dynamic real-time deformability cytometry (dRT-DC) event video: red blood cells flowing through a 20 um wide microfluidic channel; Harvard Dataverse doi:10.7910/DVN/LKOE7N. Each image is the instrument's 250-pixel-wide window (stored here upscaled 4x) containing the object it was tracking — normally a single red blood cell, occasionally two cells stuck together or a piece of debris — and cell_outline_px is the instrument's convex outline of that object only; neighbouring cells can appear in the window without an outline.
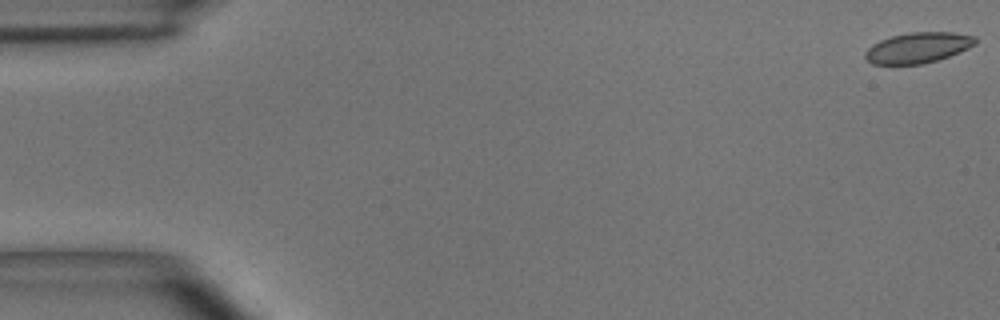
{"species": "common noctule bat (a hibernating species)", "species_latin": "Nyctalus noctula", "temperature_condition": "room temperature", "stored_images_in_passage": 51, "camera_frame_rate_fps": 3000, "um_per_image_px": 0.085, "animal": {"sex": "male", "body_mass_g": 15.6}, "frame": {"image": 1, "passage_image": 1, "time_ms": 0.0, "image_size_px": [1000, 320], "cell_outline_px": [[976, 44], [960, 52], [924, 64], [872, 64], [864, 56], [864, 52], [872, 44], [880, 40], [892, 36], [912, 32], [952, 32], [976, 36]], "centroid_in_image_um": [78.03, 4.05], "position_along_channel_um": 7.0, "area_um2": 19.59}}
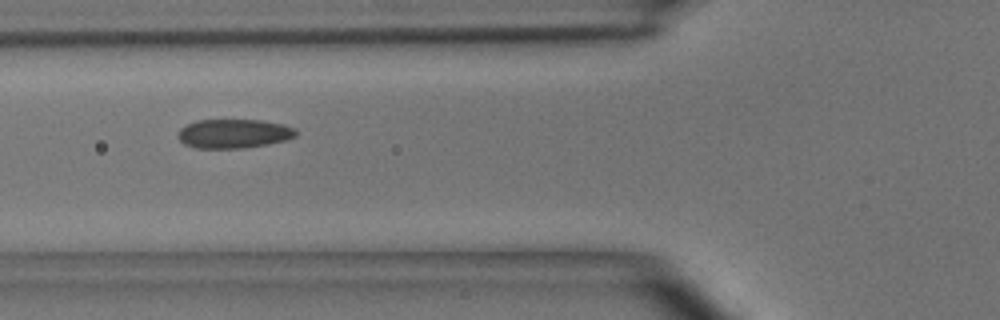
{"frame": {"image": 2, "passage_image": 19, "time_ms": 6.0, "image_size_px": [1000, 320], "cell_outline_px": [[300, 132], [296, 136], [284, 140], [268, 144], [240, 148], [196, 148], [184, 144], [176, 136], [180, 128], [196, 120], [260, 120], [284, 124], [296, 128]], "centroid_in_image_um": [19.88, 11.35], "position_along_channel_um": 105.9, "area_um2": 20.11}}
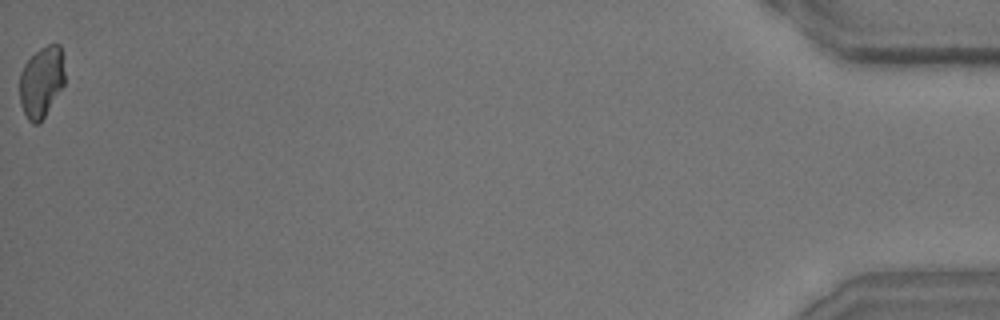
{"frame": {"image": 3, "passage_image": 51, "time_ms": 16.667, "image_size_px": [1000, 320], "cell_outline_px": [[64, 84], [44, 116], [36, 124], [32, 124], [28, 120], [20, 104], [20, 72], [24, 64], [40, 48], [48, 44], [60, 44], [64, 72]], "centroid_in_image_um": [3.51, 6.94], "position_along_channel_um": 431.7, "area_um2": 18.38}, "authors_computed_cell_mechanics": {"area_um2": 19.9988, "velocity_mm_per_s": 3.9443, "shape_relaxation_time_tau1_ms": 3.9655, "shape_relaxation_time_tau2_ms": 1.2479, "deformation_change_tau1": 0.0929, "deformation_change_tau2": 0.0548}}